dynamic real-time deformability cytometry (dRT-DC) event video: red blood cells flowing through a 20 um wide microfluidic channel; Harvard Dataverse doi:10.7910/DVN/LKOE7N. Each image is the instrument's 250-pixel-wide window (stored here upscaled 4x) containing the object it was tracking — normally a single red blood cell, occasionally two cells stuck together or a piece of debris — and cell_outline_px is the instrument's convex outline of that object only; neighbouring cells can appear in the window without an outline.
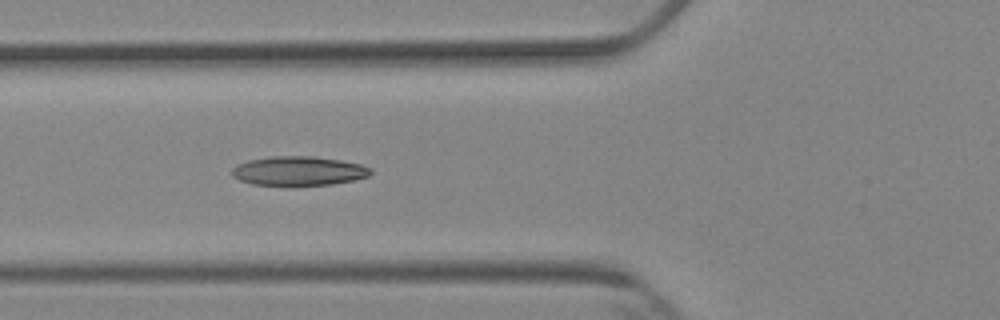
{"species": "Egyptian fruit bat (a non-hibernating species)", "species_latin": "Rousettus aegyptiacus", "temperature_condition": "cold", "stored_images_in_passage": 6, "camera_frame_rate_fps": 3000, "um_per_image_px": 0.085, "animal": {"sex": "female"}, "frame": {"image": 1, "passage_image": 5, "time_ms": 5.333, "image_size_px": [1000, 320], "cell_outline_px": [[372, 172], [368, 176], [352, 180], [332, 184], [292, 188], [288, 188], [252, 184], [240, 180], [232, 176], [232, 168], [236, 164], [248, 160], [268, 156], [312, 156], [340, 160], [360, 164], [372, 168]], "centroid_in_image_um": [25.33, 14.56], "position_along_channel_um": 100.5, "area_um2": 24.51}}
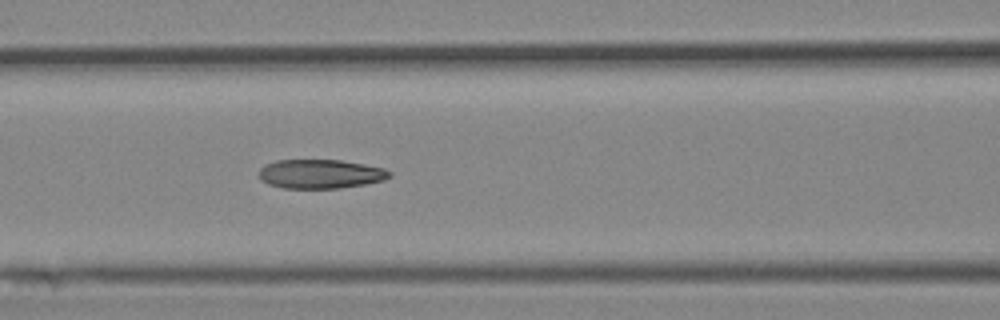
{"frame": {"image": 2, "passage_image": 6, "time_ms": 6.333, "image_size_px": [1000, 320], "cell_outline_px": [[392, 176], [384, 180], [364, 184], [340, 188], [284, 188], [268, 184], [260, 180], [260, 168], [264, 164], [276, 160], [340, 160], [364, 164], [384, 168], [392, 172]], "centroid_in_image_um": [27.24, 14.78], "position_along_channel_um": 139.4, "area_um2": 22.2}}